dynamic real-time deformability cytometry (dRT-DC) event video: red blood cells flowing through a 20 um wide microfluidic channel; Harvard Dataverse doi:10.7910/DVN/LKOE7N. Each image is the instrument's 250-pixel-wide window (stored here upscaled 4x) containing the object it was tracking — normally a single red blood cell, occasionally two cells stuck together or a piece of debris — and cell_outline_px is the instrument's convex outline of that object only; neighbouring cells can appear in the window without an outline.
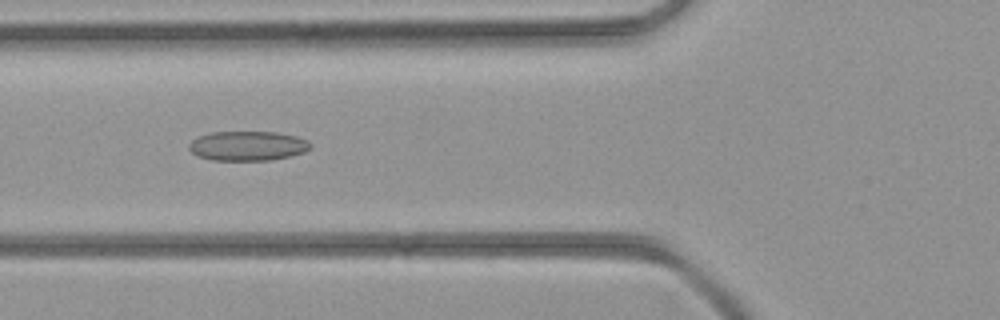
{"species": "common noctule bat (a hibernating species)", "species_latin": "Nyctalus noctula", "temperature_condition": "room temperature", "stored_images_in_passage": 43, "camera_frame_rate_fps": 3000, "um_per_image_px": 0.085, "animal": {"sex": "female", "body_mass_g": 21.9}, "frame": {"image": 1, "passage_image": 16, "time_ms": 5.0, "image_size_px": [1000, 320], "cell_outline_px": [[312, 148], [304, 152], [272, 160], [212, 160], [196, 156], [188, 148], [188, 144], [196, 136], [212, 132], [276, 132], [296, 136], [308, 140], [312, 144]], "centroid_in_image_um": [21.04, 12.39], "position_along_channel_um": 104.8, "area_um2": 21.1}}
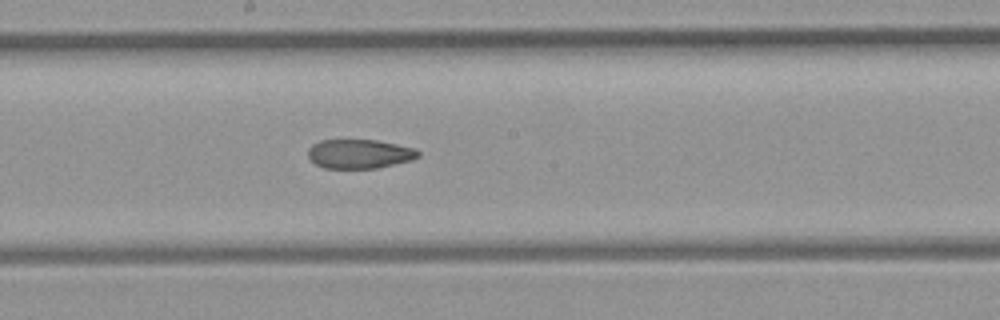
{"frame": {"image": 2, "passage_image": 23, "time_ms": 7.333, "image_size_px": [1000, 320], "cell_outline_px": [[420, 156], [412, 160], [376, 168], [324, 168], [316, 164], [308, 156], [308, 148], [312, 144], [320, 140], [376, 140], [416, 148], [420, 152]], "centroid_in_image_um": [30.56, 13.07], "position_along_channel_um": 217.6, "area_um2": 18.73}}
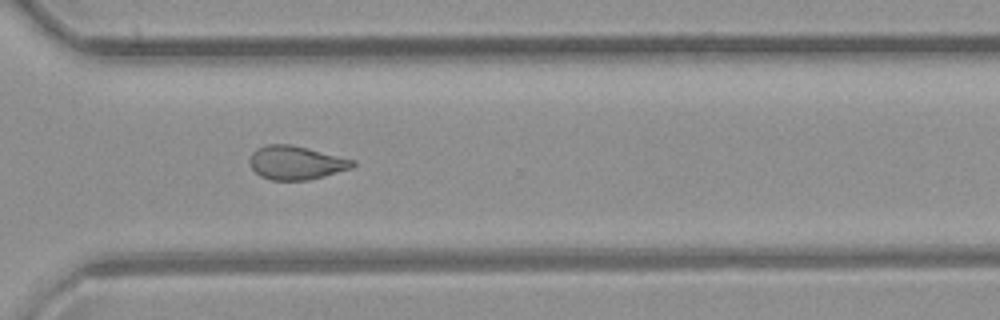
{"frame": {"image": 3, "passage_image": 31, "time_ms": 10.0, "image_size_px": [1000, 320], "cell_outline_px": [[356, 164], [352, 168], [324, 176], [308, 180], [272, 180], [260, 176], [252, 168], [248, 160], [252, 152], [256, 148], [264, 144], [288, 144], [308, 148], [356, 160]], "centroid_in_image_um": [25.15, 13.82], "position_along_channel_um": 345.4, "area_um2": 20.35}}